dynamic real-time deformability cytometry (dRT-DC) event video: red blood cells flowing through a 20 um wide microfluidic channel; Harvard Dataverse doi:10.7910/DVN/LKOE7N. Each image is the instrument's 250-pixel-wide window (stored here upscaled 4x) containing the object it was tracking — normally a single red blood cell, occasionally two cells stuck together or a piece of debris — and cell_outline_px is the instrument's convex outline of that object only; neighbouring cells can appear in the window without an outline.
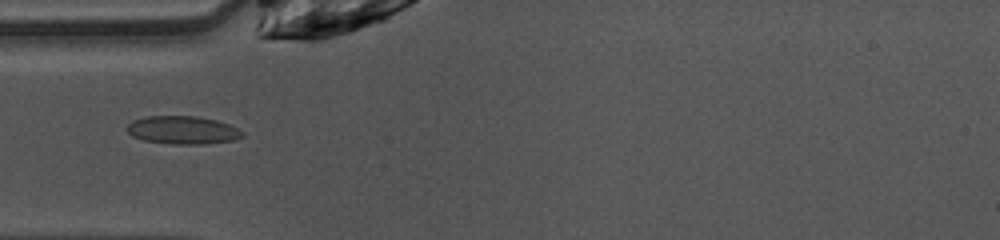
{"species": "common noctule bat (a hibernating species)", "species_latin": "Nyctalus noctula", "temperature_condition": "warm", "stored_images_in_passage": 24, "camera_frame_rate_fps": 3000, "um_per_image_px": 0.085, "animal": {"sex": "female", "body_mass_g": 10.0, "forearm_length_mm": 53.1}, "frame": {"image": 1, "passage_image": 4, "time_ms": 1.0, "image_size_px": [1000, 240], "cell_outline_px": [[244, 136], [236, 140], [204, 144], [168, 144], [144, 140], [132, 136], [124, 128], [132, 120], [144, 116], [196, 116], [216, 120], [228, 124], [244, 132]], "centroid_in_image_um": [15.5, 11.06], "position_along_channel_um": 69.5, "area_um2": 19.07}}